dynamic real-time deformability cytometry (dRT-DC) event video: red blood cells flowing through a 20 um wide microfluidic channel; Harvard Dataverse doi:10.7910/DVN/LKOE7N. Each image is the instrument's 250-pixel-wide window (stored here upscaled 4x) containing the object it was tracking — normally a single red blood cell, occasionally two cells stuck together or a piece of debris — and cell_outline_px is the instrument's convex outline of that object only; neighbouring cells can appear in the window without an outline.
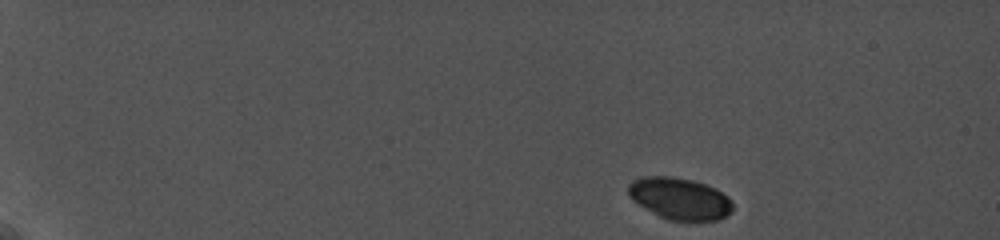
{"species": "common noctule bat (a hibernating species)", "species_latin": "Nyctalus noctula", "temperature_condition": "cold", "stored_images_in_passage": 9, "camera_frame_rate_fps": 5000, "um_per_image_px": 0.085, "animal": {"sex": "female", "body_mass_g": 19.0, "forearm_length_mm": 56.7}, "frame": {"image": 1, "passage_image": 1, "time_ms": 0.0, "image_size_px": [1000, 240], "cell_outline_px": [[732, 212], [716, 220], [668, 220], [660, 216], [632, 200], [628, 196], [628, 184], [632, 180], [640, 176], [672, 176], [692, 180], [716, 188], [728, 196], [732, 200]], "centroid_in_image_um": [57.76, 16.85], "position_along_channel_um": 27.2, "area_um2": 25.43}}